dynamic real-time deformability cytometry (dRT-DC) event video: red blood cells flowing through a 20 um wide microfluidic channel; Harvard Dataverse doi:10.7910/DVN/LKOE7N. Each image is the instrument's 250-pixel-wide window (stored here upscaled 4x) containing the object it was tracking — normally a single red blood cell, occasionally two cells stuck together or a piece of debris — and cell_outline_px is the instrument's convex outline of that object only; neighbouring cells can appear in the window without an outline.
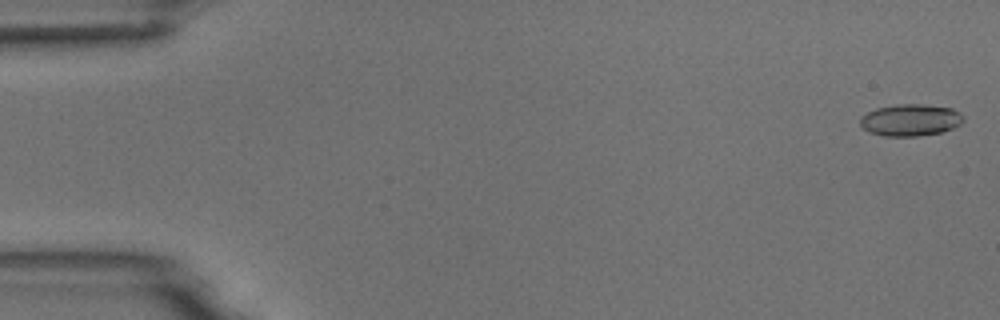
{"species": "common noctule bat (a hibernating species)", "species_latin": "Nyctalus noctula", "temperature_condition": "room temperature", "stored_images_in_passage": 54, "camera_frame_rate_fps": 3000, "um_per_image_px": 0.085, "animal": {"sex": "male", "body_mass_g": 18.8}, "frame": {"image": 1, "passage_image": 1, "time_ms": 0.0, "image_size_px": [1000, 320], "cell_outline_px": [[964, 120], [960, 124], [952, 128], [940, 132], [916, 136], [884, 136], [868, 132], [860, 124], [860, 116], [876, 108], [896, 104], [924, 104], [952, 108], [960, 112], [964, 116]], "centroid_in_image_um": [77.38, 10.19], "position_along_channel_um": 7.6, "area_um2": 19.25}}
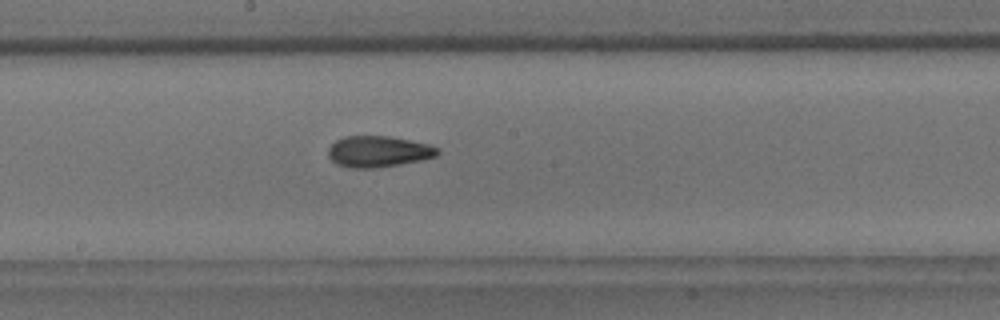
{"frame": {"image": 2, "passage_image": 29, "time_ms": 9.333, "image_size_px": [1000, 320], "cell_outline_px": [[440, 152], [436, 156], [420, 160], [400, 164], [376, 168], [348, 168], [336, 164], [328, 156], [328, 148], [336, 140], [344, 136], [388, 136], [428, 144], [440, 148]], "centroid_in_image_um": [32.14, 12.88], "position_along_channel_um": 216.1, "area_um2": 19.88}}
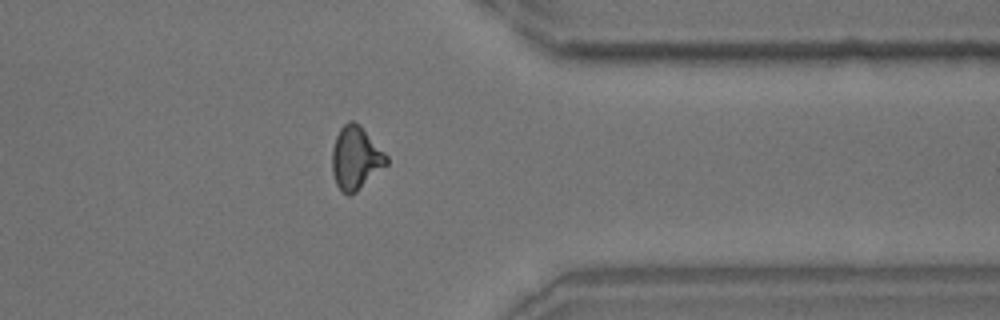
{"frame": {"image": 3, "passage_image": 43, "time_ms": 14.0, "image_size_px": [1000, 320], "cell_outline_px": [[388, 164], [356, 192], [348, 196], [336, 184], [332, 172], [332, 148], [336, 136], [340, 128], [348, 120], [352, 120], [360, 124], [388, 156]], "centroid_in_image_um": [30.24, 13.41], "position_along_channel_um": 381.2, "area_um2": 20.06}, "authors_computed_cell_mechanics": {"area_um2": 19.1896, "velocity_mm_per_s": 3.7355, "shape_relaxation_time_tau1_ms": 10.9995, "shape_relaxation_time_tau2_ms": 1.7642, "deformation_change_tau1": 0.2511, "deformation_change_tau2": 0.0887}}